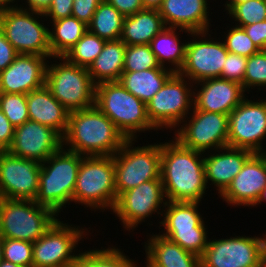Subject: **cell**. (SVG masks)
Listing matches in <instances>:
<instances>
[{
  "instance_id": "ac0fdd59",
  "label": "cell",
  "mask_w": 266,
  "mask_h": 267,
  "mask_svg": "<svg viewBox=\"0 0 266 267\" xmlns=\"http://www.w3.org/2000/svg\"><path fill=\"white\" fill-rule=\"evenodd\" d=\"M41 163L0 151V198L34 200Z\"/></svg>"
},
{
  "instance_id": "5b68a950",
  "label": "cell",
  "mask_w": 266,
  "mask_h": 267,
  "mask_svg": "<svg viewBox=\"0 0 266 267\" xmlns=\"http://www.w3.org/2000/svg\"><path fill=\"white\" fill-rule=\"evenodd\" d=\"M116 200L113 156H83L72 201L91 209L113 210Z\"/></svg>"
},
{
  "instance_id": "9a60e30c",
  "label": "cell",
  "mask_w": 266,
  "mask_h": 267,
  "mask_svg": "<svg viewBox=\"0 0 266 267\" xmlns=\"http://www.w3.org/2000/svg\"><path fill=\"white\" fill-rule=\"evenodd\" d=\"M190 120L185 119L175 138L181 145L205 153L228 146V122L229 115L192 110ZM186 122V123H185Z\"/></svg>"
},
{
  "instance_id": "d6a6232c",
  "label": "cell",
  "mask_w": 266,
  "mask_h": 267,
  "mask_svg": "<svg viewBox=\"0 0 266 267\" xmlns=\"http://www.w3.org/2000/svg\"><path fill=\"white\" fill-rule=\"evenodd\" d=\"M115 247L79 253L72 267H136L137 264Z\"/></svg>"
},
{
  "instance_id": "7a4b0ae2",
  "label": "cell",
  "mask_w": 266,
  "mask_h": 267,
  "mask_svg": "<svg viewBox=\"0 0 266 267\" xmlns=\"http://www.w3.org/2000/svg\"><path fill=\"white\" fill-rule=\"evenodd\" d=\"M127 139L96 105L70 112L64 145L82 156H113Z\"/></svg>"
},
{
  "instance_id": "60d3db41",
  "label": "cell",
  "mask_w": 266,
  "mask_h": 267,
  "mask_svg": "<svg viewBox=\"0 0 266 267\" xmlns=\"http://www.w3.org/2000/svg\"><path fill=\"white\" fill-rule=\"evenodd\" d=\"M247 61V57L228 52L220 78L240 83L244 89Z\"/></svg>"
},
{
  "instance_id": "4fadbf2b",
  "label": "cell",
  "mask_w": 266,
  "mask_h": 267,
  "mask_svg": "<svg viewBox=\"0 0 266 267\" xmlns=\"http://www.w3.org/2000/svg\"><path fill=\"white\" fill-rule=\"evenodd\" d=\"M71 226L72 224L68 225L57 219L38 240L33 242V267L73 266L78 256L72 253L73 249L84 238L86 234L84 230L87 229Z\"/></svg>"
},
{
  "instance_id": "bcb514c9",
  "label": "cell",
  "mask_w": 266,
  "mask_h": 267,
  "mask_svg": "<svg viewBox=\"0 0 266 267\" xmlns=\"http://www.w3.org/2000/svg\"><path fill=\"white\" fill-rule=\"evenodd\" d=\"M15 127L0 110V151H7L13 142Z\"/></svg>"
},
{
  "instance_id": "7c38bea8",
  "label": "cell",
  "mask_w": 266,
  "mask_h": 267,
  "mask_svg": "<svg viewBox=\"0 0 266 267\" xmlns=\"http://www.w3.org/2000/svg\"><path fill=\"white\" fill-rule=\"evenodd\" d=\"M188 85L183 76L174 73L146 103L148 118L156 130L177 128L190 118L187 114L193 108L194 90Z\"/></svg>"
},
{
  "instance_id": "603a6c76",
  "label": "cell",
  "mask_w": 266,
  "mask_h": 267,
  "mask_svg": "<svg viewBox=\"0 0 266 267\" xmlns=\"http://www.w3.org/2000/svg\"><path fill=\"white\" fill-rule=\"evenodd\" d=\"M207 0H163L159 14L167 27L180 32L208 31L210 27ZM208 11V12H207Z\"/></svg>"
},
{
  "instance_id": "7bdbcfd3",
  "label": "cell",
  "mask_w": 266,
  "mask_h": 267,
  "mask_svg": "<svg viewBox=\"0 0 266 267\" xmlns=\"http://www.w3.org/2000/svg\"><path fill=\"white\" fill-rule=\"evenodd\" d=\"M73 0H52L49 9L44 13L45 18L51 17L52 21L72 15Z\"/></svg>"
},
{
  "instance_id": "52a82bcc",
  "label": "cell",
  "mask_w": 266,
  "mask_h": 267,
  "mask_svg": "<svg viewBox=\"0 0 266 267\" xmlns=\"http://www.w3.org/2000/svg\"><path fill=\"white\" fill-rule=\"evenodd\" d=\"M55 58L61 62L47 64L45 80L52 95L69 112L94 106L96 84L91 79L88 68L72 64L64 57Z\"/></svg>"
},
{
  "instance_id": "1f68e13d",
  "label": "cell",
  "mask_w": 266,
  "mask_h": 267,
  "mask_svg": "<svg viewBox=\"0 0 266 267\" xmlns=\"http://www.w3.org/2000/svg\"><path fill=\"white\" fill-rule=\"evenodd\" d=\"M124 16L106 0H103L96 9L88 30L104 39L117 40L120 39Z\"/></svg>"
},
{
  "instance_id": "e0dca14e",
  "label": "cell",
  "mask_w": 266,
  "mask_h": 267,
  "mask_svg": "<svg viewBox=\"0 0 266 267\" xmlns=\"http://www.w3.org/2000/svg\"><path fill=\"white\" fill-rule=\"evenodd\" d=\"M163 199L165 200V193L162 180H150L121 193L112 211L122 221L123 227L130 231V228L134 229L142 221L145 222L146 217L152 216V213L162 215L163 211L158 209L166 204L167 201Z\"/></svg>"
},
{
  "instance_id": "ffe728a7",
  "label": "cell",
  "mask_w": 266,
  "mask_h": 267,
  "mask_svg": "<svg viewBox=\"0 0 266 267\" xmlns=\"http://www.w3.org/2000/svg\"><path fill=\"white\" fill-rule=\"evenodd\" d=\"M266 187V152L253 153L220 195L228 205L253 206Z\"/></svg>"
},
{
  "instance_id": "7dc6e473",
  "label": "cell",
  "mask_w": 266,
  "mask_h": 267,
  "mask_svg": "<svg viewBox=\"0 0 266 267\" xmlns=\"http://www.w3.org/2000/svg\"><path fill=\"white\" fill-rule=\"evenodd\" d=\"M114 6L124 17L134 15L138 11L143 10L141 0H106Z\"/></svg>"
},
{
  "instance_id": "2e32d148",
  "label": "cell",
  "mask_w": 266,
  "mask_h": 267,
  "mask_svg": "<svg viewBox=\"0 0 266 267\" xmlns=\"http://www.w3.org/2000/svg\"><path fill=\"white\" fill-rule=\"evenodd\" d=\"M207 34L208 31L190 32L195 40L187 42L184 63L178 72L186 80L188 78L189 84L198 85L199 81L221 76L228 51L224 42L205 39Z\"/></svg>"
},
{
  "instance_id": "836d02e7",
  "label": "cell",
  "mask_w": 266,
  "mask_h": 267,
  "mask_svg": "<svg viewBox=\"0 0 266 267\" xmlns=\"http://www.w3.org/2000/svg\"><path fill=\"white\" fill-rule=\"evenodd\" d=\"M105 42L88 30L63 57L72 64L89 68L103 50Z\"/></svg>"
},
{
  "instance_id": "8fae6325",
  "label": "cell",
  "mask_w": 266,
  "mask_h": 267,
  "mask_svg": "<svg viewBox=\"0 0 266 267\" xmlns=\"http://www.w3.org/2000/svg\"><path fill=\"white\" fill-rule=\"evenodd\" d=\"M266 234L208 241L201 267H266Z\"/></svg>"
},
{
  "instance_id": "f546056e",
  "label": "cell",
  "mask_w": 266,
  "mask_h": 267,
  "mask_svg": "<svg viewBox=\"0 0 266 267\" xmlns=\"http://www.w3.org/2000/svg\"><path fill=\"white\" fill-rule=\"evenodd\" d=\"M176 29L168 26L165 27L150 43L158 64L167 68L165 67V63H171L174 66L173 68L171 67L174 73H178L183 66L187 44V42L181 43L178 35L175 33Z\"/></svg>"
},
{
  "instance_id": "8992f818",
  "label": "cell",
  "mask_w": 266,
  "mask_h": 267,
  "mask_svg": "<svg viewBox=\"0 0 266 267\" xmlns=\"http://www.w3.org/2000/svg\"><path fill=\"white\" fill-rule=\"evenodd\" d=\"M55 216L34 200L0 198V235L33 243L57 220Z\"/></svg>"
},
{
  "instance_id": "f6af8a7d",
  "label": "cell",
  "mask_w": 266,
  "mask_h": 267,
  "mask_svg": "<svg viewBox=\"0 0 266 267\" xmlns=\"http://www.w3.org/2000/svg\"><path fill=\"white\" fill-rule=\"evenodd\" d=\"M17 55L18 53L0 29V72L5 70Z\"/></svg>"
},
{
  "instance_id": "d6986e66",
  "label": "cell",
  "mask_w": 266,
  "mask_h": 267,
  "mask_svg": "<svg viewBox=\"0 0 266 267\" xmlns=\"http://www.w3.org/2000/svg\"><path fill=\"white\" fill-rule=\"evenodd\" d=\"M63 146V137L53 128L28 120L15 127L10 154L43 163Z\"/></svg>"
},
{
  "instance_id": "f1b7e54d",
  "label": "cell",
  "mask_w": 266,
  "mask_h": 267,
  "mask_svg": "<svg viewBox=\"0 0 266 267\" xmlns=\"http://www.w3.org/2000/svg\"><path fill=\"white\" fill-rule=\"evenodd\" d=\"M173 74L171 68L159 66L144 71L123 72L119 82L128 92L147 103Z\"/></svg>"
},
{
  "instance_id": "83f0119b",
  "label": "cell",
  "mask_w": 266,
  "mask_h": 267,
  "mask_svg": "<svg viewBox=\"0 0 266 267\" xmlns=\"http://www.w3.org/2000/svg\"><path fill=\"white\" fill-rule=\"evenodd\" d=\"M125 50L126 44L120 39L105 42L103 50L88 68L90 77L96 85L119 81L123 73Z\"/></svg>"
},
{
  "instance_id": "484cf974",
  "label": "cell",
  "mask_w": 266,
  "mask_h": 267,
  "mask_svg": "<svg viewBox=\"0 0 266 267\" xmlns=\"http://www.w3.org/2000/svg\"><path fill=\"white\" fill-rule=\"evenodd\" d=\"M148 240L145 244L146 267H201L200 257L160 233Z\"/></svg>"
},
{
  "instance_id": "74e56055",
  "label": "cell",
  "mask_w": 266,
  "mask_h": 267,
  "mask_svg": "<svg viewBox=\"0 0 266 267\" xmlns=\"http://www.w3.org/2000/svg\"><path fill=\"white\" fill-rule=\"evenodd\" d=\"M3 260L22 267H33V243L3 238Z\"/></svg>"
},
{
  "instance_id": "db71d44e",
  "label": "cell",
  "mask_w": 266,
  "mask_h": 267,
  "mask_svg": "<svg viewBox=\"0 0 266 267\" xmlns=\"http://www.w3.org/2000/svg\"><path fill=\"white\" fill-rule=\"evenodd\" d=\"M0 267H22V266L3 260L0 264Z\"/></svg>"
},
{
  "instance_id": "ba28073f",
  "label": "cell",
  "mask_w": 266,
  "mask_h": 267,
  "mask_svg": "<svg viewBox=\"0 0 266 267\" xmlns=\"http://www.w3.org/2000/svg\"><path fill=\"white\" fill-rule=\"evenodd\" d=\"M133 141L127 139L113 155L117 197L141 183L161 179V143L134 148Z\"/></svg>"
},
{
  "instance_id": "6da1fadb",
  "label": "cell",
  "mask_w": 266,
  "mask_h": 267,
  "mask_svg": "<svg viewBox=\"0 0 266 267\" xmlns=\"http://www.w3.org/2000/svg\"><path fill=\"white\" fill-rule=\"evenodd\" d=\"M174 140L161 143V180L165 197L172 202H200L208 188L204 153Z\"/></svg>"
},
{
  "instance_id": "f907efd6",
  "label": "cell",
  "mask_w": 266,
  "mask_h": 267,
  "mask_svg": "<svg viewBox=\"0 0 266 267\" xmlns=\"http://www.w3.org/2000/svg\"><path fill=\"white\" fill-rule=\"evenodd\" d=\"M13 2H15V0H0V13L10 8H18V6H16L17 4H15V7L14 5H10Z\"/></svg>"
},
{
  "instance_id": "8d00e7d4",
  "label": "cell",
  "mask_w": 266,
  "mask_h": 267,
  "mask_svg": "<svg viewBox=\"0 0 266 267\" xmlns=\"http://www.w3.org/2000/svg\"><path fill=\"white\" fill-rule=\"evenodd\" d=\"M235 26L243 27L266 20V0H250L235 5L228 13ZM239 22V23H238Z\"/></svg>"
},
{
  "instance_id": "30bf717a",
  "label": "cell",
  "mask_w": 266,
  "mask_h": 267,
  "mask_svg": "<svg viewBox=\"0 0 266 267\" xmlns=\"http://www.w3.org/2000/svg\"><path fill=\"white\" fill-rule=\"evenodd\" d=\"M199 202L167 201L162 213L164 226L162 236L177 243L184 250L201 257L208 244L204 220L198 212ZM167 206V207H166Z\"/></svg>"
},
{
  "instance_id": "cb8c5ba5",
  "label": "cell",
  "mask_w": 266,
  "mask_h": 267,
  "mask_svg": "<svg viewBox=\"0 0 266 267\" xmlns=\"http://www.w3.org/2000/svg\"><path fill=\"white\" fill-rule=\"evenodd\" d=\"M215 152L218 153H210L211 155L204 157L205 179L206 183L211 181L221 195L253 152L230 146L219 148Z\"/></svg>"
},
{
  "instance_id": "277c9868",
  "label": "cell",
  "mask_w": 266,
  "mask_h": 267,
  "mask_svg": "<svg viewBox=\"0 0 266 267\" xmlns=\"http://www.w3.org/2000/svg\"><path fill=\"white\" fill-rule=\"evenodd\" d=\"M95 105L126 139H137L138 132L156 129L148 118L146 103L128 92L119 81L97 84Z\"/></svg>"
},
{
  "instance_id": "d590c367",
  "label": "cell",
  "mask_w": 266,
  "mask_h": 267,
  "mask_svg": "<svg viewBox=\"0 0 266 267\" xmlns=\"http://www.w3.org/2000/svg\"><path fill=\"white\" fill-rule=\"evenodd\" d=\"M0 110L14 127L29 120L26 94L0 93Z\"/></svg>"
},
{
  "instance_id": "816d5d0a",
  "label": "cell",
  "mask_w": 266,
  "mask_h": 267,
  "mask_svg": "<svg viewBox=\"0 0 266 267\" xmlns=\"http://www.w3.org/2000/svg\"><path fill=\"white\" fill-rule=\"evenodd\" d=\"M247 1H250V0H228L226 1L225 10L226 11L228 10L226 13H228L235 5L241 4Z\"/></svg>"
},
{
  "instance_id": "4316f807",
  "label": "cell",
  "mask_w": 266,
  "mask_h": 267,
  "mask_svg": "<svg viewBox=\"0 0 266 267\" xmlns=\"http://www.w3.org/2000/svg\"><path fill=\"white\" fill-rule=\"evenodd\" d=\"M165 27L158 10L143 9L124 18L120 40L126 45H150Z\"/></svg>"
},
{
  "instance_id": "ab89813d",
  "label": "cell",
  "mask_w": 266,
  "mask_h": 267,
  "mask_svg": "<svg viewBox=\"0 0 266 267\" xmlns=\"http://www.w3.org/2000/svg\"><path fill=\"white\" fill-rule=\"evenodd\" d=\"M228 31L226 32L228 34H226L227 36L223 42L229 53L249 58L252 54L260 51L243 27L232 26Z\"/></svg>"
},
{
  "instance_id": "4dcf8cb0",
  "label": "cell",
  "mask_w": 266,
  "mask_h": 267,
  "mask_svg": "<svg viewBox=\"0 0 266 267\" xmlns=\"http://www.w3.org/2000/svg\"><path fill=\"white\" fill-rule=\"evenodd\" d=\"M51 23H53V29L49 30V43L53 57H63L88 31V26L73 16Z\"/></svg>"
},
{
  "instance_id": "11a10c76",
  "label": "cell",
  "mask_w": 266,
  "mask_h": 267,
  "mask_svg": "<svg viewBox=\"0 0 266 267\" xmlns=\"http://www.w3.org/2000/svg\"><path fill=\"white\" fill-rule=\"evenodd\" d=\"M3 261V237L0 235V264Z\"/></svg>"
},
{
  "instance_id": "b9f144b4",
  "label": "cell",
  "mask_w": 266,
  "mask_h": 267,
  "mask_svg": "<svg viewBox=\"0 0 266 267\" xmlns=\"http://www.w3.org/2000/svg\"><path fill=\"white\" fill-rule=\"evenodd\" d=\"M103 0H73L72 15L87 26L91 23L92 17Z\"/></svg>"
},
{
  "instance_id": "3957f363",
  "label": "cell",
  "mask_w": 266,
  "mask_h": 267,
  "mask_svg": "<svg viewBox=\"0 0 266 267\" xmlns=\"http://www.w3.org/2000/svg\"><path fill=\"white\" fill-rule=\"evenodd\" d=\"M82 157L73 151H66L62 146L41 163L39 188L34 201L50 208L56 214L64 205L72 202Z\"/></svg>"
},
{
  "instance_id": "44dd1931",
  "label": "cell",
  "mask_w": 266,
  "mask_h": 267,
  "mask_svg": "<svg viewBox=\"0 0 266 267\" xmlns=\"http://www.w3.org/2000/svg\"><path fill=\"white\" fill-rule=\"evenodd\" d=\"M46 56L18 54L14 61L0 72V93L28 94L45 85Z\"/></svg>"
},
{
  "instance_id": "f5cc1de1",
  "label": "cell",
  "mask_w": 266,
  "mask_h": 267,
  "mask_svg": "<svg viewBox=\"0 0 266 267\" xmlns=\"http://www.w3.org/2000/svg\"><path fill=\"white\" fill-rule=\"evenodd\" d=\"M263 201H266V187L261 192L257 202L253 205V207L258 205V204H261Z\"/></svg>"
},
{
  "instance_id": "e575fe53",
  "label": "cell",
  "mask_w": 266,
  "mask_h": 267,
  "mask_svg": "<svg viewBox=\"0 0 266 267\" xmlns=\"http://www.w3.org/2000/svg\"><path fill=\"white\" fill-rule=\"evenodd\" d=\"M159 66L150 45H126L123 72L144 71Z\"/></svg>"
},
{
  "instance_id": "681fc988",
  "label": "cell",
  "mask_w": 266,
  "mask_h": 267,
  "mask_svg": "<svg viewBox=\"0 0 266 267\" xmlns=\"http://www.w3.org/2000/svg\"><path fill=\"white\" fill-rule=\"evenodd\" d=\"M144 9L159 10L163 0H141Z\"/></svg>"
},
{
  "instance_id": "5bb4252c",
  "label": "cell",
  "mask_w": 266,
  "mask_h": 267,
  "mask_svg": "<svg viewBox=\"0 0 266 267\" xmlns=\"http://www.w3.org/2000/svg\"><path fill=\"white\" fill-rule=\"evenodd\" d=\"M266 138V100L244 98L229 114L228 146L253 153H265L262 140Z\"/></svg>"
},
{
  "instance_id": "9c48e42d",
  "label": "cell",
  "mask_w": 266,
  "mask_h": 267,
  "mask_svg": "<svg viewBox=\"0 0 266 267\" xmlns=\"http://www.w3.org/2000/svg\"><path fill=\"white\" fill-rule=\"evenodd\" d=\"M41 17L45 15L30 12L21 6L10 8L0 13V29L18 54H35L55 59L50 50L49 28L37 20Z\"/></svg>"
},
{
  "instance_id": "ee69618b",
  "label": "cell",
  "mask_w": 266,
  "mask_h": 267,
  "mask_svg": "<svg viewBox=\"0 0 266 267\" xmlns=\"http://www.w3.org/2000/svg\"><path fill=\"white\" fill-rule=\"evenodd\" d=\"M243 29L259 50H266V20L243 26Z\"/></svg>"
},
{
  "instance_id": "c3c4849f",
  "label": "cell",
  "mask_w": 266,
  "mask_h": 267,
  "mask_svg": "<svg viewBox=\"0 0 266 267\" xmlns=\"http://www.w3.org/2000/svg\"><path fill=\"white\" fill-rule=\"evenodd\" d=\"M29 6L26 10L44 14L50 7L52 0H26Z\"/></svg>"
},
{
  "instance_id": "7402d4cb",
  "label": "cell",
  "mask_w": 266,
  "mask_h": 267,
  "mask_svg": "<svg viewBox=\"0 0 266 267\" xmlns=\"http://www.w3.org/2000/svg\"><path fill=\"white\" fill-rule=\"evenodd\" d=\"M197 83L202 87L194 92L192 110L229 115L245 98L242 85L234 81L218 77Z\"/></svg>"
},
{
  "instance_id": "d4e9b609",
  "label": "cell",
  "mask_w": 266,
  "mask_h": 267,
  "mask_svg": "<svg viewBox=\"0 0 266 267\" xmlns=\"http://www.w3.org/2000/svg\"><path fill=\"white\" fill-rule=\"evenodd\" d=\"M29 120L53 128L62 137L68 128L70 112L44 85L26 94Z\"/></svg>"
},
{
  "instance_id": "f35d334b",
  "label": "cell",
  "mask_w": 266,
  "mask_h": 267,
  "mask_svg": "<svg viewBox=\"0 0 266 267\" xmlns=\"http://www.w3.org/2000/svg\"><path fill=\"white\" fill-rule=\"evenodd\" d=\"M266 85V50H260L258 53L252 54L246 64V72L244 76V91L257 86ZM249 88V89H248Z\"/></svg>"
}]
</instances>
